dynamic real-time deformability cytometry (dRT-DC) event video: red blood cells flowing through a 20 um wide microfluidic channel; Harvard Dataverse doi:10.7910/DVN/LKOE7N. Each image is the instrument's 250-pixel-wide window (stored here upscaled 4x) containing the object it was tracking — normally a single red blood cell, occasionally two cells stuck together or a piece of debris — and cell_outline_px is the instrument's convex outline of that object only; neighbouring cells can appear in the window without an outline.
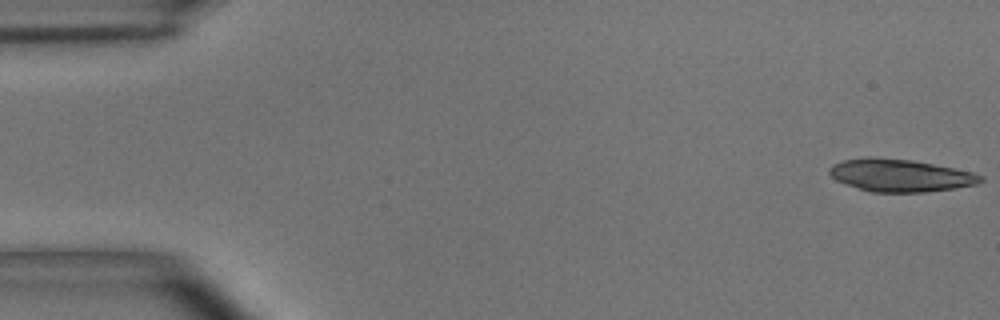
{"species": "common noctule bat (a hibernating species)", "species_latin": "Nyctalus noctula", "temperature_condition": "room temperature", "stored_images_in_passage": 9, "camera_frame_rate_fps": 3000, "um_per_image_px": 0.085, "animal": {"sex": "male", "body_mass_g": 15.6}, "frame": {"image": 1, "passage_image": 1, "time_ms": 0.0, "image_size_px": [1000, 320], "cell_outline_px": [[984, 180], [980, 184], [956, 188], [924, 192], [872, 192], [844, 184], [836, 180], [828, 172], [828, 168], [832, 164], [844, 160], [868, 156], [912, 160], [972, 172], [984, 176]], "centroid_in_image_um": [76.51, 14.91], "position_along_channel_um": 8.5, "area_um2": 28.78}}